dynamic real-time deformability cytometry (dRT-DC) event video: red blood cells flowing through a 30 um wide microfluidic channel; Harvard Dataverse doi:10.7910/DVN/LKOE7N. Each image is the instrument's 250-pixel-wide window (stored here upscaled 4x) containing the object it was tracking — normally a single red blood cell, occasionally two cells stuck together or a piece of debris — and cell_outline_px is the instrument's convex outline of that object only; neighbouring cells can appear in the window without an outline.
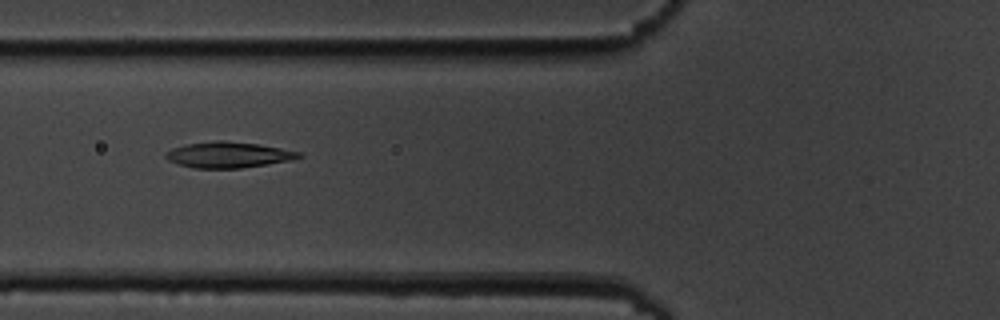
{"species": "common noctule bat (a hibernating species)", "species_latin": "Nyctalus noctula", "temperature_condition": "cold", "stored_images_in_passage": 9, "camera_frame_rate_fps": 3000, "um_per_image_px": 0.085, "animal": {"sex": "male", "body_mass_g": 19.5, "forearm_length_mm": 54.6}, "frame": {"image": 1, "passage_image": 7, "time_ms": 7.0, "image_size_px": [1000, 320], "cell_outline_px": [[304, 156], [292, 160], [240, 168], [192, 168], [168, 160], [164, 156], [172, 148], [184, 144], [216, 140], [224, 140], [260, 144], [300, 152]], "centroid_in_image_um": [19.41, 13.15], "position_along_channel_um": 106.4, "area_um2": 20.06}}
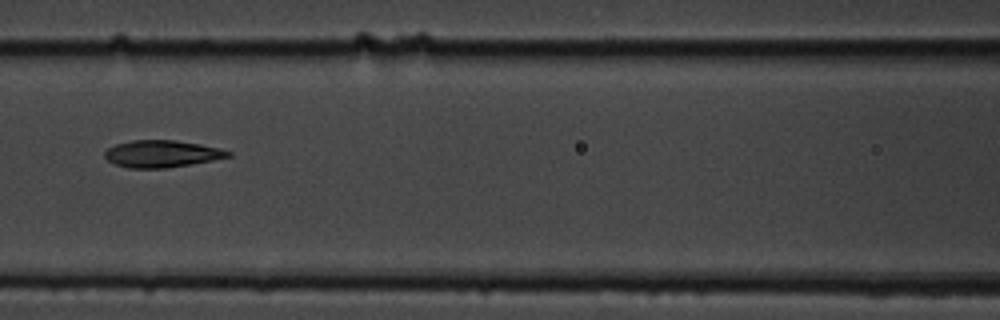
{"frame": {"image": 2, "passage_image": 8, "time_ms": 8.333, "image_size_px": [1000, 320], "cell_outline_px": [[232, 156], [192, 164], [168, 168], [128, 168], [116, 164], [108, 160], [104, 156], [104, 152], [108, 148], [116, 144], [132, 140], [176, 140], [200, 144], [220, 148], [232, 152]], "centroid_in_image_um": [13.77, 13.07], "position_along_channel_um": 152.8, "area_um2": 19.48}}
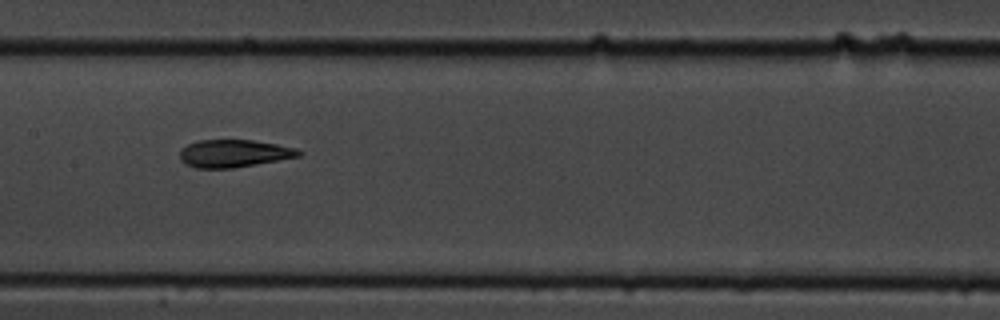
{"frame": {"image": 3, "passage_image": 9, "time_ms": 9.333, "image_size_px": [1000, 320], "cell_outline_px": [[304, 152], [300, 156], [256, 164], [232, 168], [196, 168], [184, 164], [180, 160], [180, 148], [196, 140], [252, 140], [276, 144], [296, 148]], "centroid_in_image_um": [19.85, 13.04], "position_along_channel_um": 187.6, "area_um2": 19.19}}